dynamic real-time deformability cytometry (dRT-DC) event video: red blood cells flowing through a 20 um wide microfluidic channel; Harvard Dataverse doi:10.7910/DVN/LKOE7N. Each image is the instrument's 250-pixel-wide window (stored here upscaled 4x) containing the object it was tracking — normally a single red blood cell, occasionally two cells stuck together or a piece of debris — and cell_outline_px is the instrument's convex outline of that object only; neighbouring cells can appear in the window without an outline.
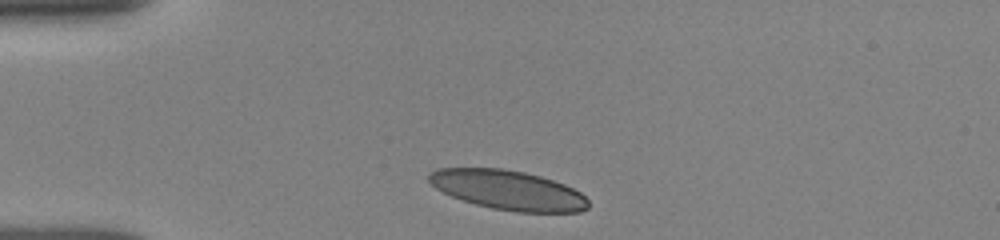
{"species": "human", "species_latin": "Homo sapiens", "temperature_condition": "room temperature", "stored_images_in_passage": 12, "camera_frame_rate_fps": 3000, "um_per_image_px": 0.085, "donor": {"sex": "female"}, "frame": {"image": 1, "passage_image": 1, "time_ms": 0.0, "image_size_px": [1000, 240], "cell_outline_px": [[588, 208], [580, 212], [516, 212], [492, 208], [476, 204], [452, 196], [436, 188], [428, 180], [428, 176], [436, 168], [500, 168], [524, 172], [540, 176], [564, 184], [580, 192], [588, 200]], "centroid_in_image_um": [43.2, 16.15], "position_along_channel_um": 41.8, "area_um2": 36.41}}
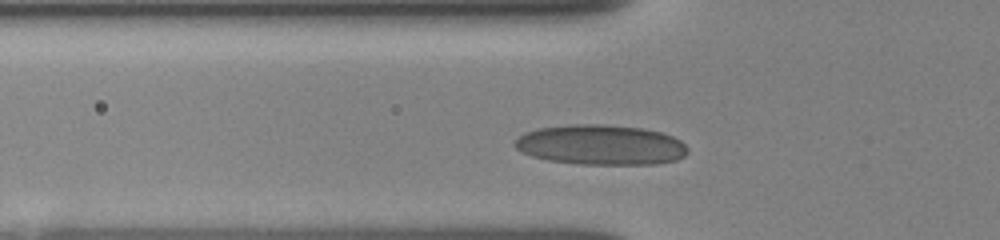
{"frame": {"image": 2, "passage_image": 8, "time_ms": 1.667, "image_size_px": [1000, 240], "cell_outline_px": [[688, 152], [684, 156], [676, 160], [656, 164], [580, 164], [548, 160], [532, 156], [520, 152], [512, 144], [524, 132], [540, 128], [568, 124], [604, 124], [640, 128], [660, 132], [672, 136], [680, 140], [688, 148]], "centroid_in_image_um": [51.05, 12.31], "position_along_channel_um": 74.7, "area_um2": 40.46}}